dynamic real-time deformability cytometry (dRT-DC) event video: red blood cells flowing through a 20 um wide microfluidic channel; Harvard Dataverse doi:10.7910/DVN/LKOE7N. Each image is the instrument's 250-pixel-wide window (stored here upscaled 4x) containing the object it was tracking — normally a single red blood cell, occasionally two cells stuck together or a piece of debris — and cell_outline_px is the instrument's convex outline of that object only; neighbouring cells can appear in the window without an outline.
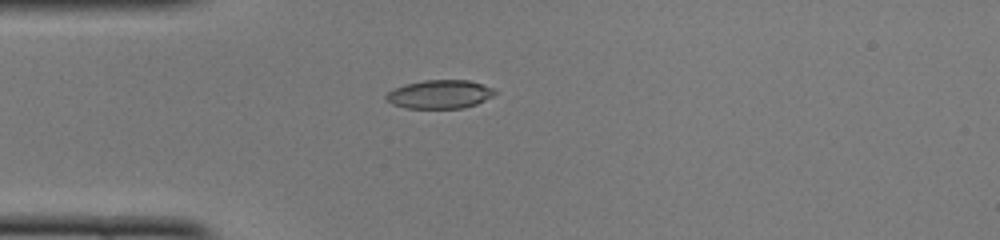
{"species": "common noctule bat (a hibernating species)", "species_latin": "Nyctalus noctula", "temperature_condition": "cold", "stored_images_in_passage": 38, "camera_frame_rate_fps": 3000, "um_per_image_px": 0.085, "animal": {"sex": "female", "body_mass_g": 22.0, "forearm_length_mm": 56.7}, "frame": {"image": 1, "passage_image": 2, "time_ms": 0.333, "image_size_px": [1000, 240], "cell_outline_px": [[496, 92], [492, 96], [476, 104], [464, 108], [404, 108], [392, 104], [384, 100], [384, 96], [388, 92], [404, 84], [424, 80], [468, 80], [492, 88]], "centroid_in_image_um": [37.32, 8.02], "position_along_channel_um": 47.7, "area_um2": 18.03}}
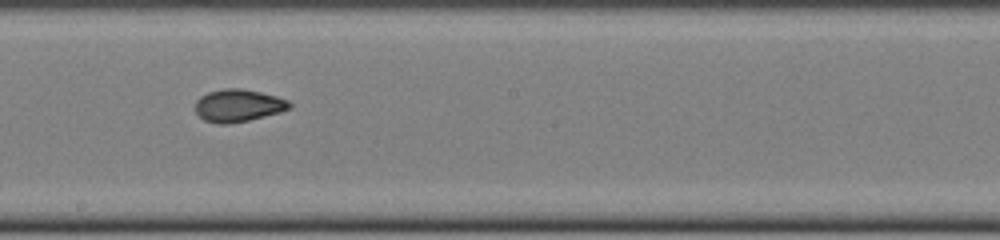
{"frame": {"image": 2, "passage_image": 16, "time_ms": 5.0, "image_size_px": [1000, 240], "cell_outline_px": [[292, 104], [288, 108], [280, 112], [248, 120], [228, 124], [216, 124], [204, 120], [196, 112], [196, 100], [200, 96], [208, 92], [224, 88], [240, 88], [260, 92], [276, 96], [288, 100]], "centroid_in_image_um": [20.22, 8.97], "position_along_channel_um": 228.0, "area_um2": 17.74}}
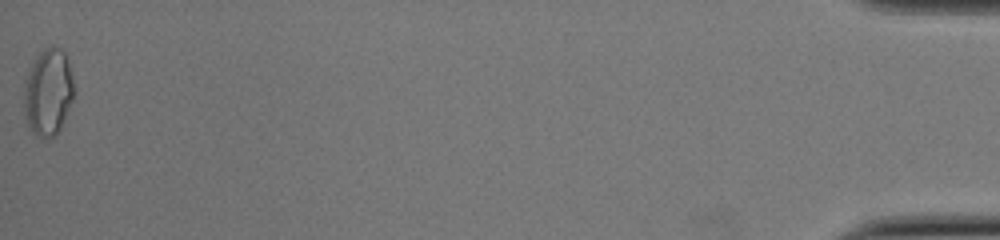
{"frame": {"image": 3, "passage_image": 38, "time_ms": 12.333, "image_size_px": [1000, 240], "cell_outline_px": [[76, 92], [56, 132], [48, 140], [36, 136], [28, 124], [24, 112], [24, 80], [36, 56], [44, 48], [52, 44], [60, 48], [64, 52], [68, 60]], "centroid_in_image_um": [4.09, 7.78], "position_along_channel_um": 431.1, "area_um2": 25.26}, "authors_computed_cell_mechanics": {"area_um2": 17.7735, "velocity_mm_per_s": 4.1056, "shape_relaxation_time_tau1_ms": null, "shape_relaxation_time_tau2_ms": 2.0809, "deformation_change_tau1": null, "deformation_change_tau2": 0.0647}}